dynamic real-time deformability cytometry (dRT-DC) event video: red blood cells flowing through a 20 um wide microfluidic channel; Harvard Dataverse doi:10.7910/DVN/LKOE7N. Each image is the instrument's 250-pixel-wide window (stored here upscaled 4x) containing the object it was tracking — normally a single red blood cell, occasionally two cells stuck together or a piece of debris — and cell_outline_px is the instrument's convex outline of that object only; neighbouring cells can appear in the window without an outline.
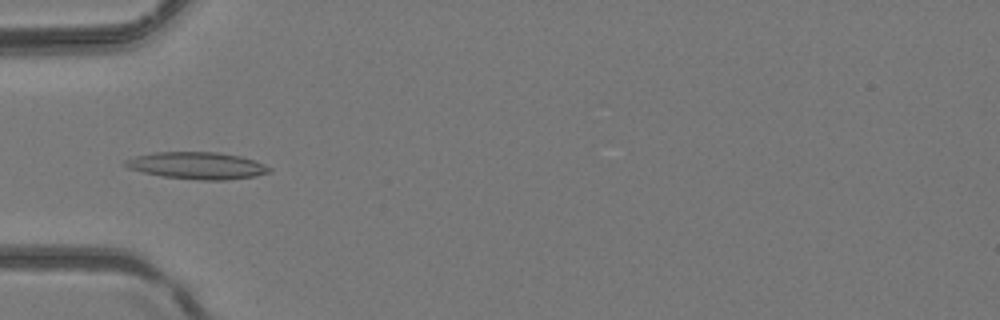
{"species": "common noctule bat (a hibernating species)", "species_latin": "Nyctalus noctula", "temperature_condition": "room temperature", "stored_images_in_passage": 6, "camera_frame_rate_fps": 3000, "um_per_image_px": 0.085, "animal": {"sex": "female", "body_mass_g": 24.6, "forearm_length_mm": 56.2}, "frame": {"image": 1, "passage_image": 5, "time_ms": 1.333, "image_size_px": [1000, 320], "cell_outline_px": [[272, 172], [256, 176], [224, 180], [200, 180], [164, 176], [144, 172], [128, 168], [124, 164], [124, 160], [136, 156], [156, 152], [216, 152], [240, 156], [264, 164], [272, 168]], "centroid_in_image_um": [16.79, 14.07], "position_along_channel_um": 68.2, "area_um2": 22.48}}
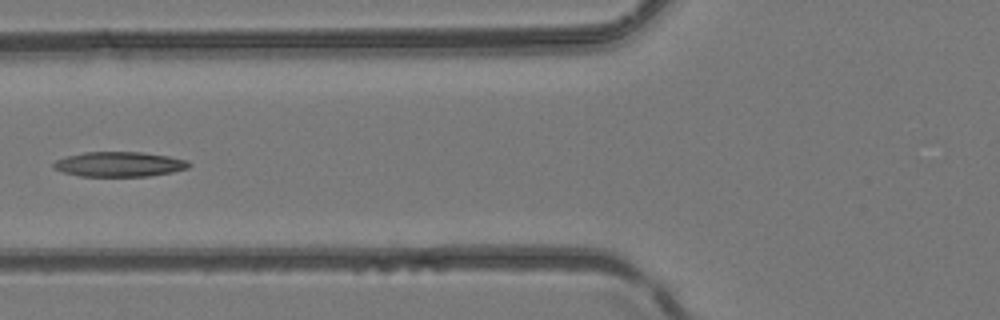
{"frame": {"image": 2, "passage_image": 6, "time_ms": 1.667, "image_size_px": [1000, 320], "cell_outline_px": [[192, 164], [188, 168], [172, 172], [148, 176], [80, 176], [64, 172], [52, 168], [52, 164], [56, 160], [68, 156], [84, 152], [144, 152], [168, 156], [188, 160]], "centroid_in_image_um": [10.16, 13.96], "position_along_channel_um": 115.6, "area_um2": 19.65}}